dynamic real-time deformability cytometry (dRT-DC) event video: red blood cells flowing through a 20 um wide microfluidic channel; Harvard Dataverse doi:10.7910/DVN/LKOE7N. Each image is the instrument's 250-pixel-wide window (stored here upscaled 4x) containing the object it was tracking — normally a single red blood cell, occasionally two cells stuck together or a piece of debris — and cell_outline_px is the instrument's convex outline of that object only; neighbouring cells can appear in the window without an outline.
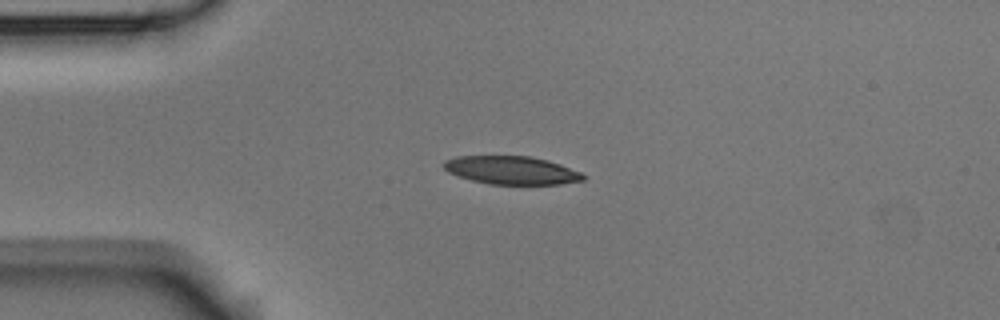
{"species": "Egyptian fruit bat (a non-hibernating species)", "species_latin": "Rousettus aegyptiacus", "temperature_condition": "room temperature", "stored_images_in_passage": 2, "camera_frame_rate_fps": 3000, "um_per_image_px": 0.085, "animal": {"sex": "male"}, "frame": {"image": 1, "passage_image": 1, "time_ms": 0.0, "image_size_px": [1000, 320], "cell_outline_px": [[584, 180], [560, 184], [488, 184], [456, 176], [448, 172], [444, 168], [444, 160], [456, 156], [532, 156], [548, 160], [560, 164], [580, 172], [584, 176]], "centroid_in_image_um": [43.45, 14.46], "position_along_channel_um": 41.6, "area_um2": 22.89}}